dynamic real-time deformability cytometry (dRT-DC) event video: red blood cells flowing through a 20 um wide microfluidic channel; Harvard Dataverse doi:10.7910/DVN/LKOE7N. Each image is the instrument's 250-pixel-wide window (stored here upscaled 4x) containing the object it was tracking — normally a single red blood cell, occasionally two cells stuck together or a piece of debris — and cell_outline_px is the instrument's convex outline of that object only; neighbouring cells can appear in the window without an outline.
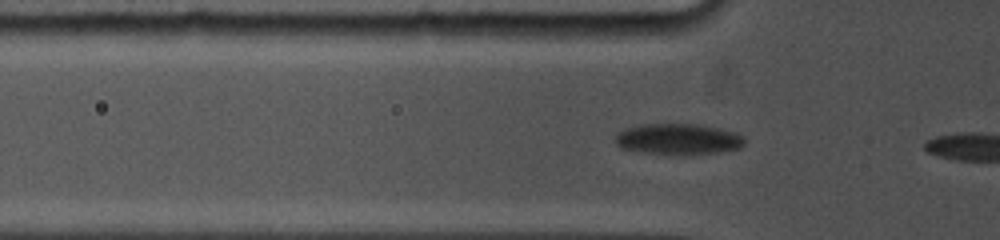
{"species": "common noctule bat (a hibernating species)", "species_latin": "Nyctalus noctula", "temperature_condition": "cold", "stored_images_in_passage": 7, "camera_frame_rate_fps": 5000, "um_per_image_px": 0.085, "animal": {"sex": "female", "body_mass_g": 19.0, "forearm_length_mm": 53.3}, "frame": {"image": 1, "passage_image": 2, "time_ms": 0.2, "image_size_px": [1000, 240], "cell_outline_px": [[744, 144], [740, 148], [716, 152], [684, 156], [672, 156], [644, 152], [620, 148], [616, 144], [616, 136], [620, 132], [628, 128], [640, 124], [700, 124], [720, 128], [744, 136]], "centroid_in_image_um": [57.66, 11.85], "position_along_channel_um": 68.1, "area_um2": 23.58}}